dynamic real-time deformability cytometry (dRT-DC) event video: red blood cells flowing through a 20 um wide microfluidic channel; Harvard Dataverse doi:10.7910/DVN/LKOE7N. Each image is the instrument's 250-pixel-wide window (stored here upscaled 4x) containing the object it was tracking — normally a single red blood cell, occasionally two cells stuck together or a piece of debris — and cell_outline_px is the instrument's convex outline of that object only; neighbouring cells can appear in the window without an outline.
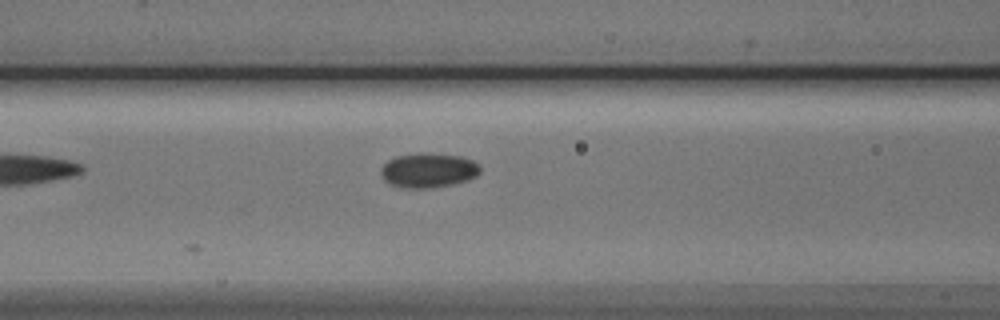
{"species": "Egyptian fruit bat (a non-hibernating species)", "species_latin": "Rousettus aegyptiacus", "temperature_condition": "cold", "stored_images_in_passage": 4, "segment_of_instrument_passage": [1, 2], "camera_frame_rate_fps": 3000, "um_per_image_px": 0.085, "animal": {"sex": "male"}, "frame": {"image": 1, "passage_image": 3, "time_ms": 2.333, "image_size_px": [1000, 320], "cell_outline_px": [[480, 172], [476, 176], [468, 180], [452, 184], [432, 188], [400, 188], [384, 180], [380, 172], [380, 168], [388, 160], [396, 156], [420, 152], [428, 152], [460, 156], [472, 160], [480, 164]], "centroid_in_image_um": [36.41, 14.47], "position_along_channel_um": 130.2, "area_um2": 20.29}}